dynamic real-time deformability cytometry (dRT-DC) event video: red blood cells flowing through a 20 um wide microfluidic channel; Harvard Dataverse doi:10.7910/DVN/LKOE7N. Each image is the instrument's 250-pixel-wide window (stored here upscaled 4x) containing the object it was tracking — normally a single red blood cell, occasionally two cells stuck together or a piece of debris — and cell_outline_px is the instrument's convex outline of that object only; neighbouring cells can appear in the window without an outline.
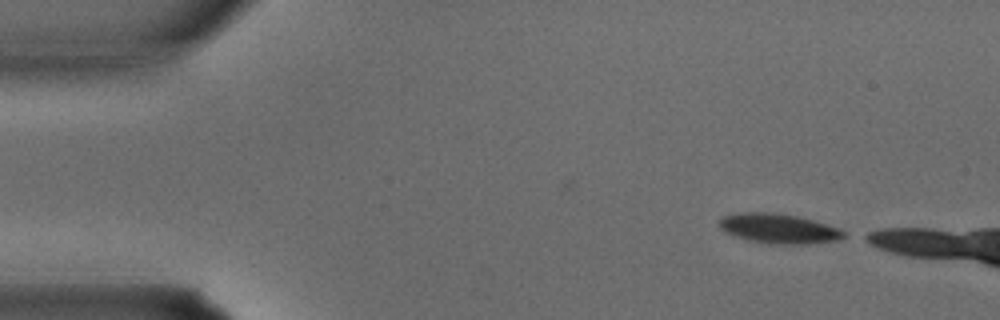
{"species": "common noctule bat (a hibernating species)", "species_latin": "Nyctalus noctula", "temperature_condition": "warm", "stored_images_in_passage": 7, "camera_frame_rate_fps": 3000, "um_per_image_px": 0.085, "animal": {"sex": "male", "body_mass_g": 15.6}, "frame": {"image": 1, "passage_image": 7, "time_ms": 2.0, "image_size_px": [1000, 320], "cell_outline_px": [[848, 232], [844, 236], [836, 240], [804, 244], [776, 244], [748, 240], [724, 232], [720, 228], [720, 220], [724, 216], [740, 212], [776, 212], [796, 216], [812, 220], [840, 228]], "centroid_in_image_um": [66.19, 19.42], "position_along_channel_um": 18.8, "area_um2": 21.44}}